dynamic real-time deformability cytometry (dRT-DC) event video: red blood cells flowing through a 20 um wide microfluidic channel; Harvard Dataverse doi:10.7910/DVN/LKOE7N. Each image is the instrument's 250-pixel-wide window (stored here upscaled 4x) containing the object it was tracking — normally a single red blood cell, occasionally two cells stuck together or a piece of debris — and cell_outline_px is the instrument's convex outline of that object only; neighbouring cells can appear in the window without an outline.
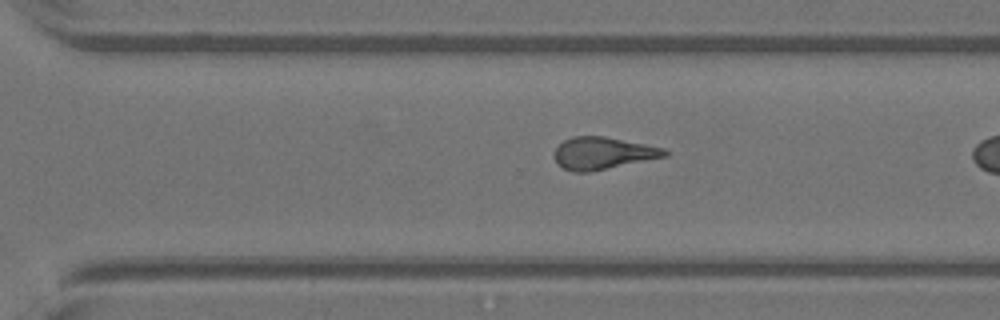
{"species": "Egyptian fruit bat (a non-hibernating species)", "species_latin": "Rousettus aegyptiacus", "temperature_condition": "warm", "stored_images_in_passage": 30, "camera_frame_rate_fps": 3000, "um_per_image_px": 0.085, "animal": {"sex": "female"}, "frame": {"image": 1, "passage_image": 26, "time_ms": 8.333, "image_size_px": [1000, 320], "cell_outline_px": [[668, 156], [588, 172], [572, 172], [556, 164], [552, 156], [552, 152], [564, 140], [572, 136], [604, 136], [664, 148], [668, 152]], "centroid_in_image_um": [51.18, 13.02], "position_along_channel_um": 319.4, "area_um2": 20.75}}